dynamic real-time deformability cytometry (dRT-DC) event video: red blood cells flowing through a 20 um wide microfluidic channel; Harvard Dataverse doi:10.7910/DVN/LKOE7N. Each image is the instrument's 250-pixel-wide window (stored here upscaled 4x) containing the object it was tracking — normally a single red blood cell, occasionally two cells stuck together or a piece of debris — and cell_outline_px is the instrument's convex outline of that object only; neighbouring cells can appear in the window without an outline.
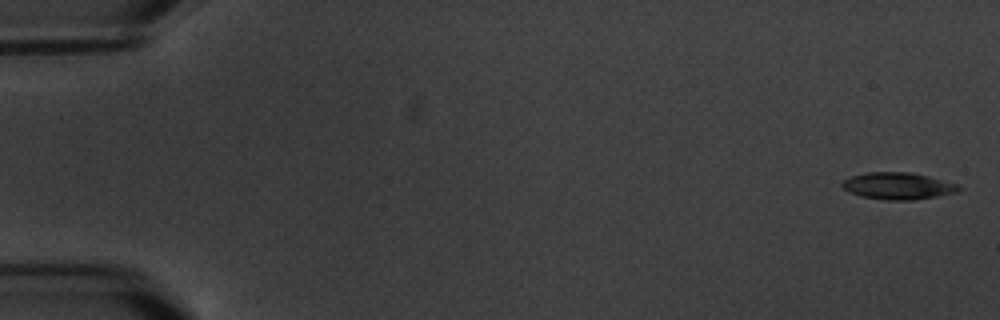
{"species": "common noctule bat (a hibernating species)", "species_latin": "Nyctalus noctula", "temperature_condition": "warm", "stored_images_in_passage": 5, "camera_frame_rate_fps": 3000, "um_per_image_px": 0.085, "animal": {"sex": "male", "body_mass_g": 20.1, "forearm_length_mm": 53.5}, "frame": {"image": 1, "passage_image": 1, "time_ms": 0.0, "image_size_px": [1000, 320], "cell_outline_px": [[960, 188], [956, 192], [936, 196], [912, 200], [884, 200], [860, 196], [848, 192], [840, 184], [844, 180], [852, 176], [868, 172], [908, 172], [928, 176], [956, 184]], "centroid_in_image_um": [76.27, 15.81], "position_along_channel_um": 8.7, "area_um2": 18.03}}
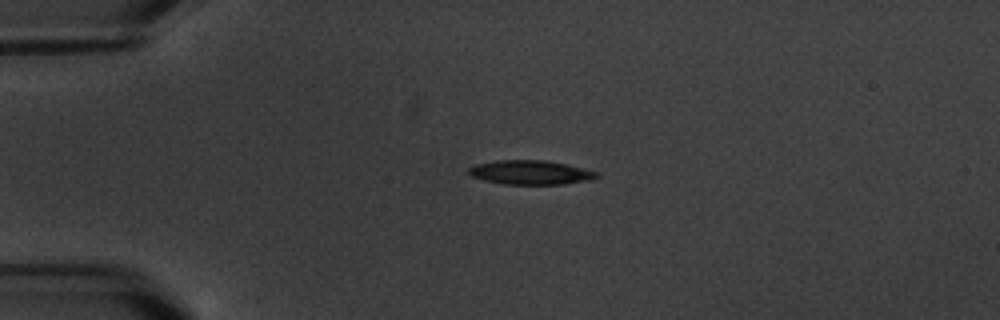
{"frame": {"image": 2, "passage_image": 4, "time_ms": 4.333, "image_size_px": [1000, 320], "cell_outline_px": [[600, 176], [592, 180], [564, 184], [504, 184], [484, 180], [472, 176], [468, 172], [468, 168], [476, 164], [496, 160], [544, 160], [564, 164], [596, 172]], "centroid_in_image_um": [45.07, 14.66], "position_along_channel_um": 39.9, "area_um2": 17.86}}